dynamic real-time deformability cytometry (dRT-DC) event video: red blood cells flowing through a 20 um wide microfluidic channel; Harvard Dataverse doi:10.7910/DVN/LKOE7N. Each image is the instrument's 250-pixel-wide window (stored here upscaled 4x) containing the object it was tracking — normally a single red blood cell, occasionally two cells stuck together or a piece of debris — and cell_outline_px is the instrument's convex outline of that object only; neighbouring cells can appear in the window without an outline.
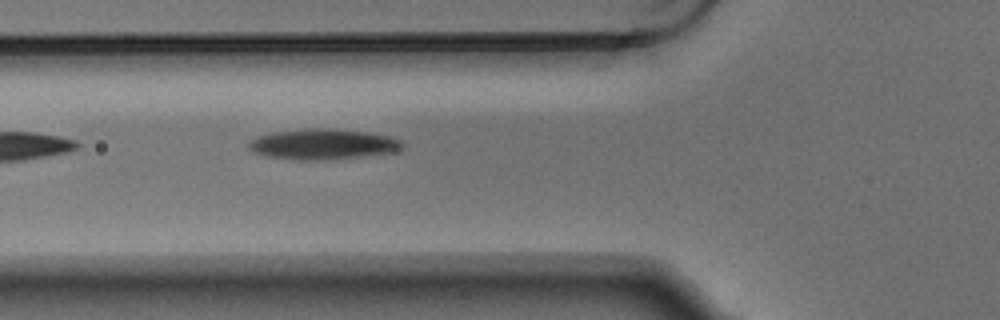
{"species": "Egyptian fruit bat (a non-hibernating species)", "species_latin": "Rousettus aegyptiacus", "temperature_condition": "warm", "stored_images_in_passage": 5, "camera_frame_rate_fps": 3000, "um_per_image_px": 0.085, "animal": {"sex": "male"}, "frame": {"image": 1, "passage_image": 5, "time_ms": 1.333, "image_size_px": [1000, 320], "cell_outline_px": [[404, 148], [392, 152], [364, 156], [332, 160], [296, 160], [264, 156], [248, 148], [248, 144], [256, 136], [272, 132], [304, 128], [336, 128], [368, 132], [392, 136], [404, 140]], "centroid_in_image_um": [27.5, 12.25], "position_along_channel_um": 98.3, "area_um2": 27.92}}